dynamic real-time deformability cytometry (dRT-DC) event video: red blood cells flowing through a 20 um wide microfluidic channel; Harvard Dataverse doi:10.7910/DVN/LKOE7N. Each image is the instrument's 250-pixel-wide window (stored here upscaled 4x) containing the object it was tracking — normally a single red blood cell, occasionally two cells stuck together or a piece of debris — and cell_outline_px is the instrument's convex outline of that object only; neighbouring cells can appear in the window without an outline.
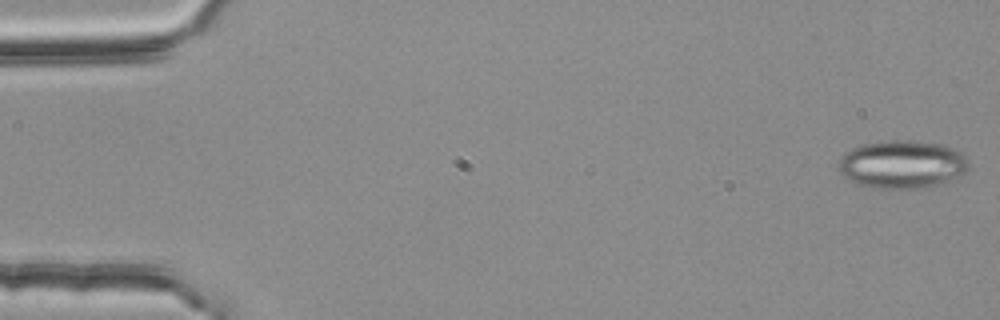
{"species": "common noctule bat (a hibernating species)", "species_latin": "Nyctalus noctula", "temperature_condition": "room temperature", "stored_images_in_passage": 41, "camera_frame_rate_fps": 3000, "um_per_image_px": 0.085, "animal": {"sex": "female", "body_mass_g": 25.1}, "frame": {"image": 1, "passage_image": 1, "time_ms": 0.0, "image_size_px": [1000, 320], "cell_outline_px": [[968, 168], [964, 172], [936, 184], [924, 188], [876, 188], [856, 184], [844, 176], [840, 172], [836, 164], [840, 156], [844, 152], [860, 144], [892, 140], [908, 140], [940, 144], [952, 148], [960, 152], [968, 160]], "centroid_in_image_um": [76.59, 13.96], "position_along_channel_um": 8.4, "area_um2": 36.24}}